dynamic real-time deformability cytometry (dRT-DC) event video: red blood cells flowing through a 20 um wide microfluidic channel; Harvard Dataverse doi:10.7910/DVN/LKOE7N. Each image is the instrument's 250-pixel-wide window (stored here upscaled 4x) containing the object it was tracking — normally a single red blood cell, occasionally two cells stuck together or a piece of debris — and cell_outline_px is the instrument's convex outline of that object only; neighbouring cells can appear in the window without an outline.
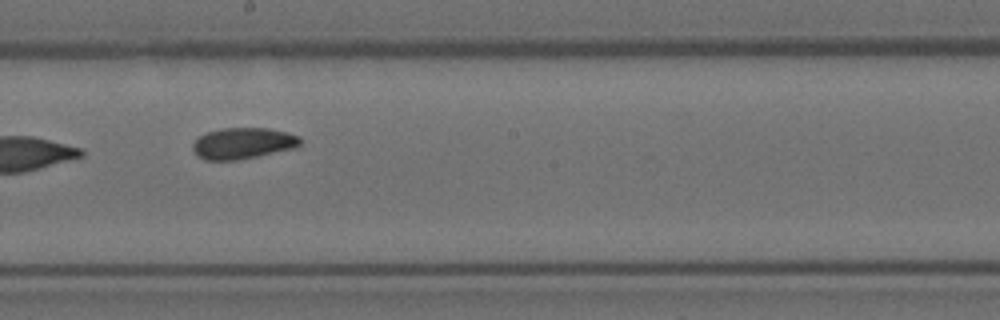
{"species": "Egyptian fruit bat (a non-hibernating species)", "species_latin": "Rousettus aegyptiacus", "temperature_condition": "room temperature", "stored_images_in_passage": 15, "camera_frame_rate_fps": 3000, "um_per_image_px": 0.085, "animal": {"sex": "female"}, "frame": {"image": 1, "passage_image": 9, "time_ms": 2.667, "image_size_px": [1000, 320], "cell_outline_px": [[300, 144], [296, 148], [236, 160], [204, 160], [196, 156], [192, 148], [192, 144], [200, 136], [208, 132], [224, 128], [268, 128], [288, 132], [300, 136]], "centroid_in_image_um": [20.65, 12.18], "position_along_channel_um": 227.6, "area_um2": 19.54}}
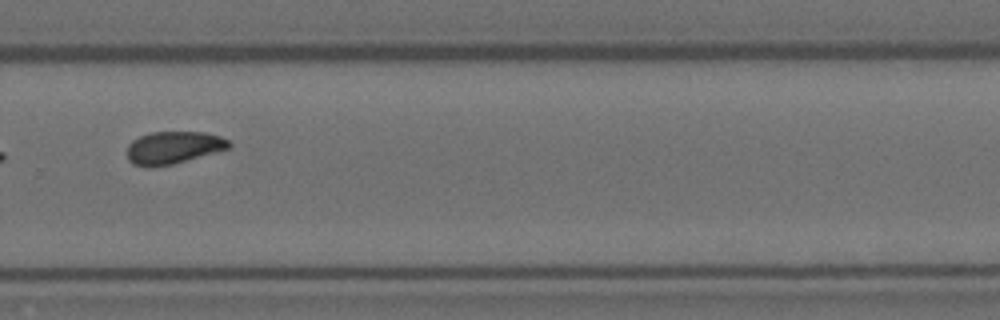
{"frame": {"image": 2, "passage_image": 11, "time_ms": 3.333, "image_size_px": [1000, 320], "cell_outline_px": [[232, 144], [228, 148], [172, 164], [132, 164], [128, 160], [128, 144], [132, 140], [140, 136], [152, 132], [204, 132], [220, 136], [228, 140]], "centroid_in_image_um": [14.75, 12.5], "position_along_channel_um": 315.0, "area_um2": 18.55}}